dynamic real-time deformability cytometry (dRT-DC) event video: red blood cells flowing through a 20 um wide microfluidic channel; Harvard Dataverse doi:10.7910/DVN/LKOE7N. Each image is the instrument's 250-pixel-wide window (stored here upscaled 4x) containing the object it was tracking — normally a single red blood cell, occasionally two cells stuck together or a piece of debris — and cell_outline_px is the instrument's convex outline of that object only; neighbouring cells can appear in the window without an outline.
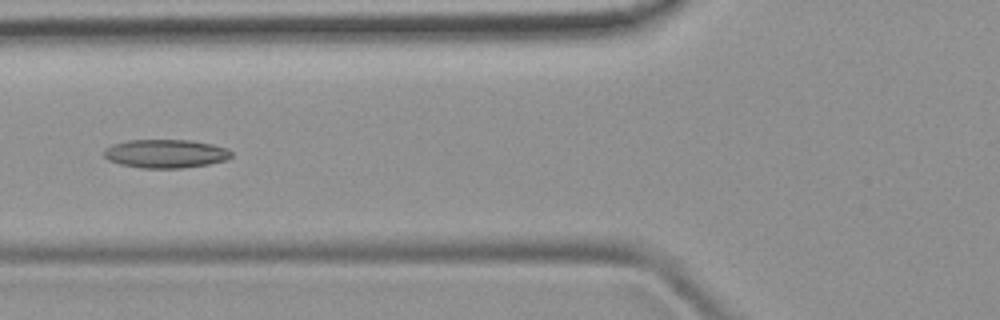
{"species": "common noctule bat (a hibernating species)", "species_latin": "Nyctalus noctula", "temperature_condition": "room temperature", "stored_images_in_passage": 8, "camera_frame_rate_fps": 3000, "um_per_image_px": 0.085, "animal": {"sex": "female", "body_mass_g": 19.9}, "frame": {"image": 1, "passage_image": 7, "time_ms": 7.0, "image_size_px": [1000, 320], "cell_outline_px": [[232, 156], [228, 160], [208, 164], [180, 168], [140, 168], [120, 164], [108, 160], [104, 156], [104, 148], [112, 144], [128, 140], [188, 140], [212, 144], [228, 148], [232, 152]], "centroid_in_image_um": [14.08, 13.06], "position_along_channel_um": 111.7, "area_um2": 21.33}}
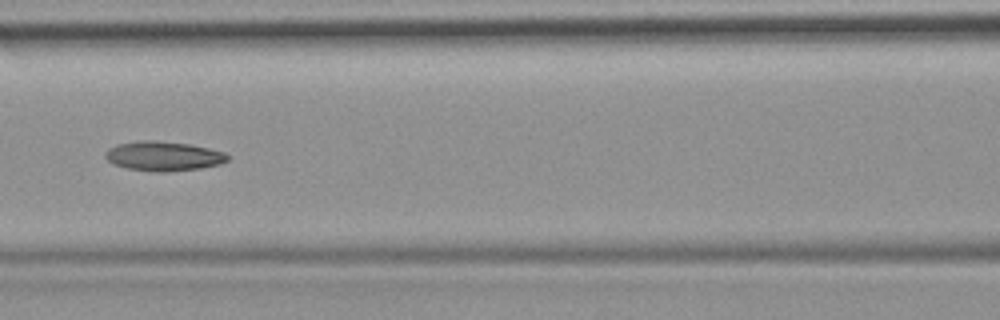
{"frame": {"image": 2, "passage_image": 8, "time_ms": 8.0, "image_size_px": [1000, 320], "cell_outline_px": [[228, 160], [220, 164], [200, 168], [168, 172], [152, 172], [128, 168], [112, 164], [104, 156], [104, 152], [108, 148], [116, 144], [140, 140], [152, 140], [188, 144], [208, 148], [224, 152], [228, 156]], "centroid_in_image_um": [13.84, 13.27], "position_along_channel_um": 152.8, "area_um2": 21.1}}